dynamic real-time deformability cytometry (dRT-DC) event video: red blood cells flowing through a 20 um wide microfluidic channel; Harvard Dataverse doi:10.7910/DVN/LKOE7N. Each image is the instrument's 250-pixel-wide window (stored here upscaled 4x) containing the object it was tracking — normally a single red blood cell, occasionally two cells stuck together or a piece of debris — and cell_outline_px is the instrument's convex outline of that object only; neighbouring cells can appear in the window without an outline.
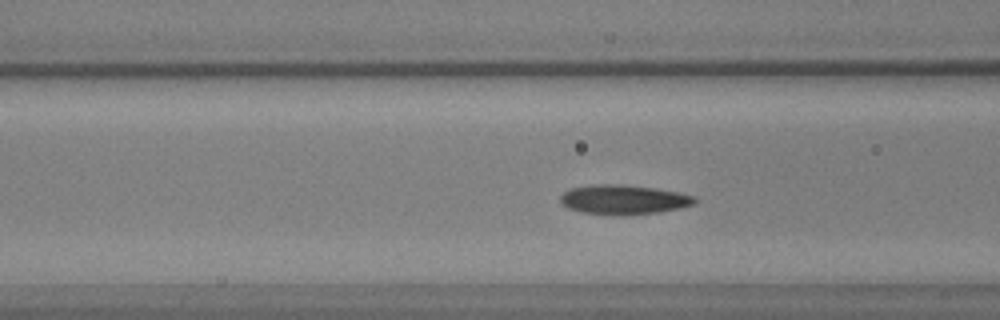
{"species": "common noctule bat (a hibernating species)", "species_latin": "Nyctalus noctula", "temperature_condition": "warm", "stored_images_in_passage": 46, "camera_frame_rate_fps": 3000, "um_per_image_px": 0.085, "animal": {"sex": "male", "body_mass_g": 17.9, "forearm_length_mm": 54.2}, "frame": {"image": 1, "passage_image": 15, "time_ms": 4.667, "image_size_px": [1000, 320], "cell_outline_px": [[696, 200], [692, 204], [680, 208], [660, 212], [620, 216], [580, 212], [568, 208], [560, 204], [560, 196], [564, 192], [572, 188], [596, 184], [620, 184], [652, 188], [676, 192], [696, 196]], "centroid_in_image_um": [52.96, 16.98], "position_along_channel_um": 113.6, "area_um2": 23.12}}
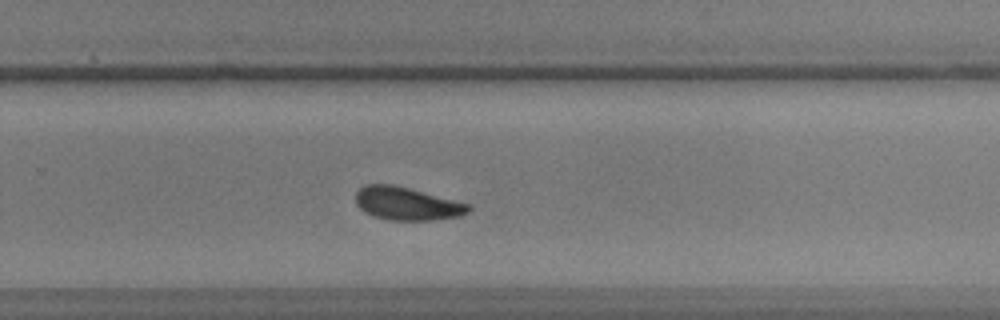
{"frame": {"image": 2, "passage_image": 29, "time_ms": 9.333, "image_size_px": [1000, 320], "cell_outline_px": [[472, 208], [468, 212], [460, 216], [432, 220], [388, 220], [372, 216], [364, 212], [356, 204], [356, 192], [364, 184], [392, 184], [472, 204]], "centroid_in_image_um": [34.59, 17.31], "position_along_channel_um": 295.2, "area_um2": 21.85}}
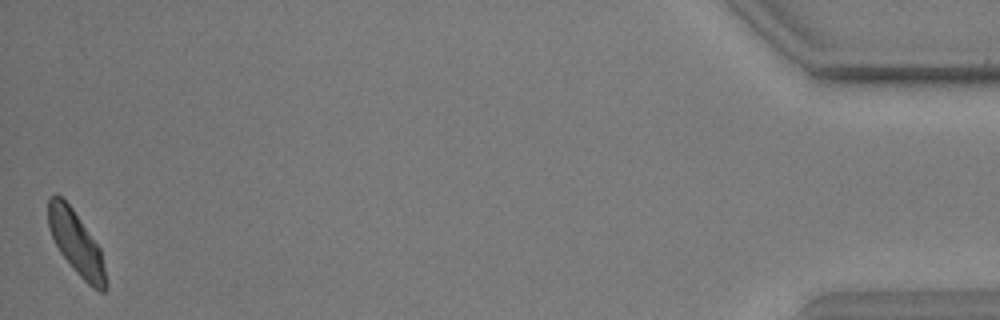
{"frame": {"image": 3, "passage_image": 46, "time_ms": 15.0, "image_size_px": [1000, 320], "cell_outline_px": [[108, 288], [104, 292], [100, 292], [92, 288], [76, 272], [60, 252], [48, 228], [48, 200], [52, 196], [60, 196], [72, 208], [100, 248], [108, 280]], "centroid_in_image_um": [6.51, 20.73], "position_along_channel_um": 428.7, "area_um2": 21.1}, "authors_computed_cell_mechanics": {"area_um2": 22.0218, "velocity_mm_per_s": 3.8934, "shape_relaxation_time_tau1_ms": 2.2398, "shape_relaxation_time_tau2_ms": 2.5355, "deformation_change_tau1": 0.1152, "deformation_change_tau2": 0.085}}